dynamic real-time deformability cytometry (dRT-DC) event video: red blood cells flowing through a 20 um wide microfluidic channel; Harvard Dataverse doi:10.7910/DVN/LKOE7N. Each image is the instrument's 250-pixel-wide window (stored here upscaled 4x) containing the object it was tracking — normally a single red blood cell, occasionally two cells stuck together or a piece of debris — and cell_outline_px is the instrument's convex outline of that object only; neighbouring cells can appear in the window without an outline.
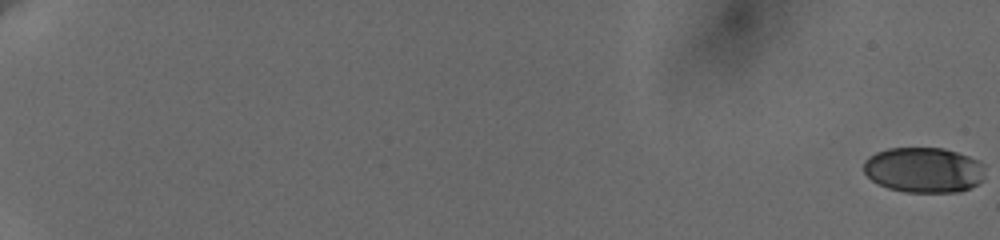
{"species": "human", "species_latin": "Homo sapiens", "temperature_condition": "cold", "stored_images_in_passage": 12, "camera_frame_rate_fps": 3000, "um_per_image_px": 0.085, "donor": {"sex": "female"}, "frame": {"image": 1, "passage_image": 1, "time_ms": 0.0, "image_size_px": [1000, 240], "cell_outline_px": [[984, 180], [960, 192], [904, 192], [888, 188], [876, 184], [864, 172], [864, 160], [868, 156], [876, 152], [888, 148], [944, 148], [980, 160], [984, 164]], "centroid_in_image_um": [78.52, 14.45], "position_along_channel_um": 6.5, "area_um2": 32.37}}
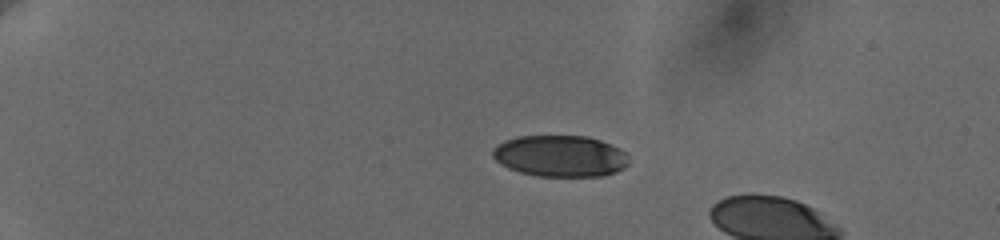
{"frame": {"image": 2, "passage_image": 9, "time_ms": 5.333, "image_size_px": [1000, 240], "cell_outline_px": [[628, 164], [624, 168], [616, 172], [604, 176], [536, 176], [520, 172], [508, 168], [500, 164], [492, 156], [492, 148], [496, 144], [504, 140], [520, 136], [588, 136], [600, 140], [620, 148], [624, 152], [628, 160]], "centroid_in_image_um": [47.59, 13.26], "position_along_channel_um": 37.4, "area_um2": 33.06}}